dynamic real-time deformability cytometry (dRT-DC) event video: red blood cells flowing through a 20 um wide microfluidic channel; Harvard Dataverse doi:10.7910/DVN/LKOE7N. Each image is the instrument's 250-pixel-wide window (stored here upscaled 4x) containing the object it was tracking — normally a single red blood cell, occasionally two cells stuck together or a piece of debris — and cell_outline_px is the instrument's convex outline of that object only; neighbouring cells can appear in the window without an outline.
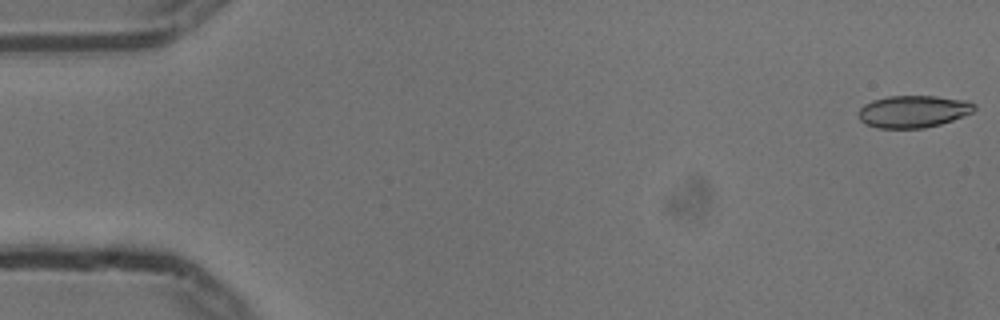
{"species": "common noctule bat (a hibernating species)", "species_latin": "Nyctalus noctula", "temperature_condition": "cold", "stored_images_in_passage": 6, "camera_frame_rate_fps": 3000, "um_per_image_px": 0.085, "animal": {"sex": "male", "body_mass_g": 13.3}, "frame": {"image": 1, "passage_image": 1, "time_ms": 0.0, "image_size_px": [1000, 320], "cell_outline_px": [[976, 108], [972, 112], [952, 120], [940, 124], [924, 128], [876, 128], [864, 124], [860, 120], [860, 108], [864, 104], [872, 100], [888, 96], [936, 96], [968, 100], [976, 104]], "centroid_in_image_um": [77.63, 9.47], "position_along_channel_um": 7.4, "area_um2": 21.79}}